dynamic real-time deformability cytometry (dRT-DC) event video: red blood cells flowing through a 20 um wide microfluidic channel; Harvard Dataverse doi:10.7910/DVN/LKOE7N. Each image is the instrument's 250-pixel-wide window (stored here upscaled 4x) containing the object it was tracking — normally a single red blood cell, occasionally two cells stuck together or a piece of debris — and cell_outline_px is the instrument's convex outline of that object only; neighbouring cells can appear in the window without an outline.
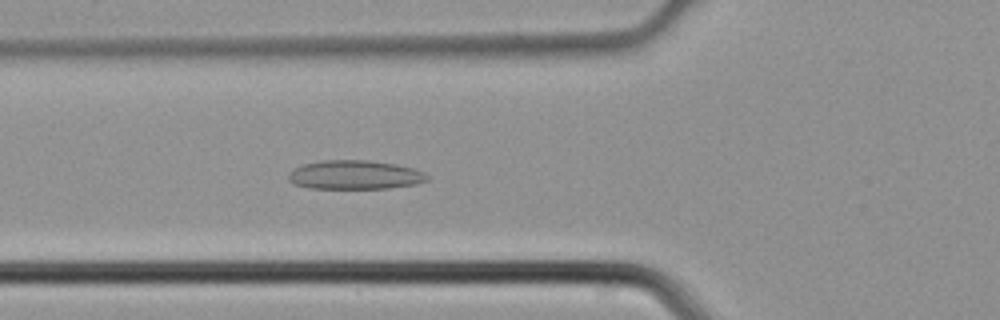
{"species": "common noctule bat (a hibernating species)", "species_latin": "Nyctalus noctula", "temperature_condition": "cold", "stored_images_in_passage": 43, "camera_frame_rate_fps": 3000, "um_per_image_px": 0.085, "animal": {"sex": "male", "body_mass_g": 21.5, "forearm_length_mm": 52.0}, "frame": {"image": 1, "passage_image": 15, "time_ms": 4.667, "image_size_px": [1000, 320], "cell_outline_px": [[428, 180], [416, 184], [388, 188], [312, 188], [296, 184], [288, 180], [288, 172], [292, 168], [304, 164], [324, 160], [368, 160], [396, 164], [412, 168], [424, 172], [428, 176]], "centroid_in_image_um": [30.15, 14.85], "position_along_channel_um": 95.6, "area_um2": 23.35}}
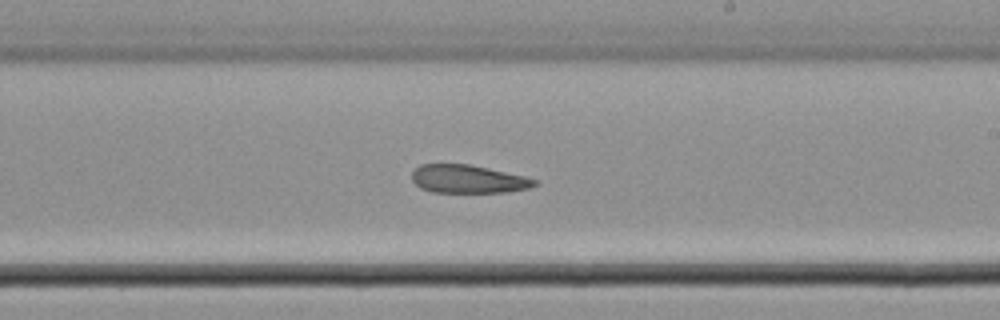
{"frame": {"image": 2, "passage_image": 25, "time_ms": 8.0, "image_size_px": [1000, 320], "cell_outline_px": [[536, 184], [528, 188], [508, 192], [432, 192], [420, 188], [412, 180], [412, 172], [420, 164], [468, 164], [488, 168], [524, 176], [536, 180]], "centroid_in_image_um": [39.75, 15.22], "position_along_channel_um": 249.3, "area_um2": 20.0}}
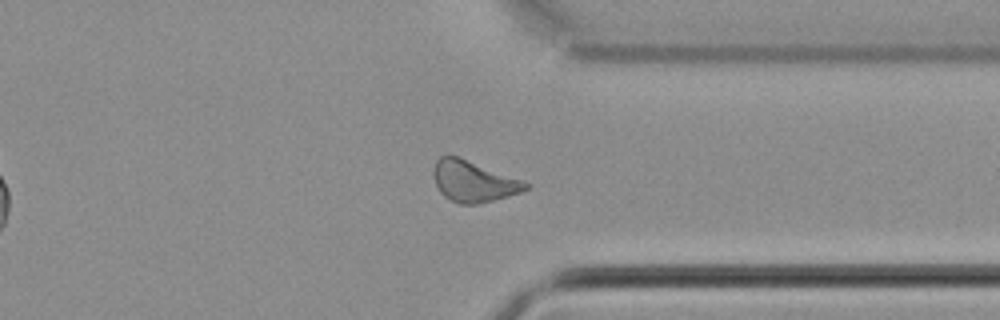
{"frame": {"image": 3, "passage_image": 33, "time_ms": 10.667, "image_size_px": [1000, 320], "cell_outline_px": [[532, 184], [528, 188], [520, 192], [508, 196], [480, 204], [460, 204], [444, 196], [440, 192], [436, 184], [432, 172], [432, 168], [436, 160], [440, 156], [460, 156]], "centroid_in_image_um": [40.23, 15.4], "position_along_channel_um": 371.2, "area_um2": 22.14}}